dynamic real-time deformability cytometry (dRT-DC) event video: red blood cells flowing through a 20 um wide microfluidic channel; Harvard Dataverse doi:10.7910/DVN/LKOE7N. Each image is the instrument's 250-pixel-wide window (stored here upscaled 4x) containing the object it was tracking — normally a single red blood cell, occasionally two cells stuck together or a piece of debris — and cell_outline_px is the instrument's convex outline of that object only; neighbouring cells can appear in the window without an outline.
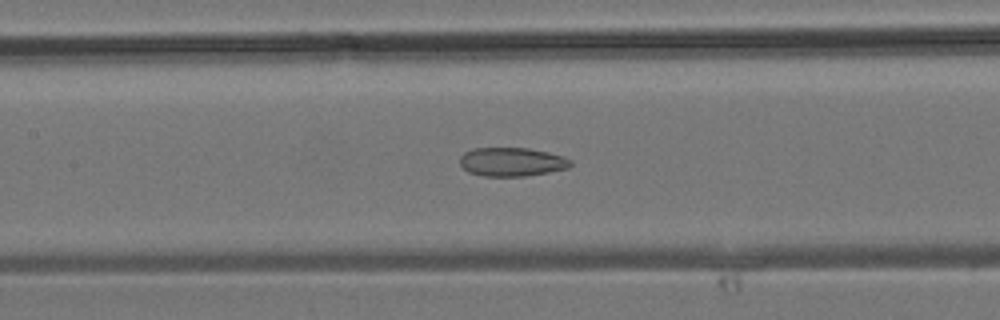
{"species": "common noctule bat (a hibernating species)", "species_latin": "Nyctalus noctula", "temperature_condition": "room temperature", "stored_images_in_passage": 28, "camera_frame_rate_fps": 3000, "um_per_image_px": 0.085, "animal": {"sex": "male", "body_mass_g": 19.2, "forearm_length_mm": 51.8}, "frame": {"image": 1, "passage_image": 10, "time_ms": 3.0, "image_size_px": [1000, 320], "cell_outline_px": [[572, 164], [568, 168], [548, 172], [524, 176], [484, 176], [468, 172], [460, 164], [460, 156], [464, 152], [472, 148], [528, 148], [548, 152], [564, 156], [572, 160]], "centroid_in_image_um": [43.5, 13.75], "position_along_channel_um": 163.9, "area_um2": 18.61}}
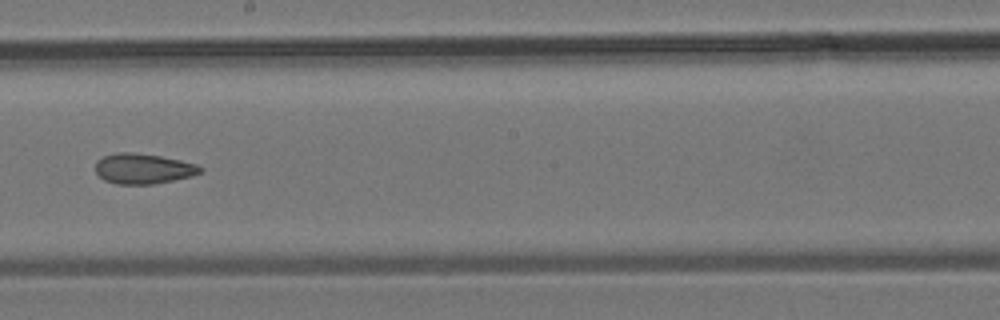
{"frame": {"image": 2, "passage_image": 14, "time_ms": 4.333, "image_size_px": [1000, 320], "cell_outline_px": [[204, 172], [192, 176], [152, 184], [116, 184], [104, 180], [96, 172], [96, 160], [104, 156], [120, 152], [132, 152], [160, 156], [180, 160], [196, 164], [204, 168]], "centroid_in_image_um": [12.19, 14.34], "position_along_channel_um": 236.0, "area_um2": 18.5}}
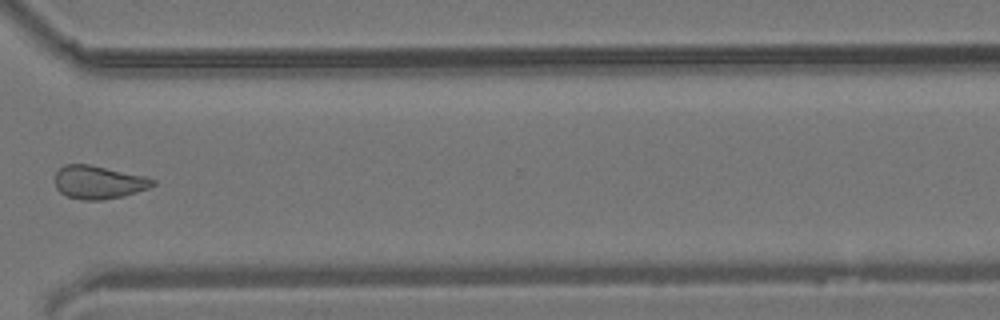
{"frame": {"image": 3, "passage_image": 21, "time_ms": 6.667, "image_size_px": [1000, 320], "cell_outline_px": [[156, 184], [148, 188], [124, 196], [100, 200], [80, 200], [68, 196], [60, 192], [56, 188], [56, 172], [64, 164], [88, 164], [148, 176], [156, 180]], "centroid_in_image_um": [8.41, 15.49], "position_along_channel_um": 362.2, "area_um2": 19.02}}